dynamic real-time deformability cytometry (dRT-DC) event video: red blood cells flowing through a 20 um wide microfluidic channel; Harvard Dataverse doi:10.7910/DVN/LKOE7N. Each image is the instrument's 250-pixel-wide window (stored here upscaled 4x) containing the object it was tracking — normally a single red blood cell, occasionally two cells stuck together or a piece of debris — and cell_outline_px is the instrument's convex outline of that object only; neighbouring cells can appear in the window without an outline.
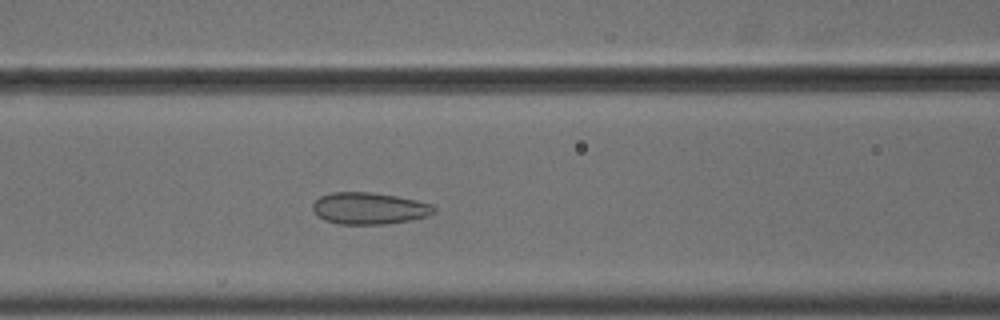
{"species": "common noctule bat (a hibernating species)", "species_latin": "Nyctalus noctula", "temperature_condition": "cold", "stored_images_in_passage": 44, "camera_frame_rate_fps": 3000, "um_per_image_px": 0.085, "animal": {"sex": "male", "body_mass_g": 18.8}, "frame": {"image": 1, "passage_image": 18, "time_ms": 5.667, "image_size_px": [1000, 320], "cell_outline_px": [[436, 212], [428, 216], [412, 220], [384, 224], [340, 224], [324, 220], [312, 208], [312, 204], [320, 196], [332, 192], [372, 192], [396, 196], [416, 200], [432, 204], [436, 208]], "centroid_in_image_um": [31.42, 17.71], "position_along_channel_um": 135.2, "area_um2": 22.48}}
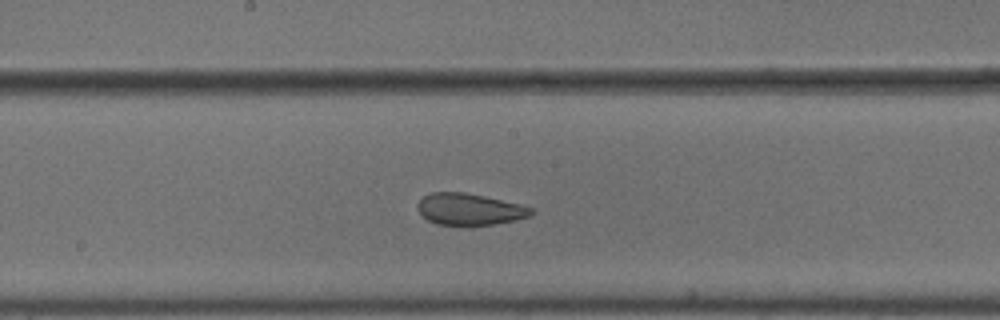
{"frame": {"image": 2, "passage_image": 24, "time_ms": 7.667, "image_size_px": [1000, 320], "cell_outline_px": [[532, 212], [528, 216], [516, 220], [492, 224], [436, 224], [428, 220], [416, 208], [416, 204], [428, 192], [464, 192], [484, 196], [520, 204], [532, 208]], "centroid_in_image_um": [39.86, 17.76], "position_along_channel_um": 208.3, "area_um2": 20.58}}
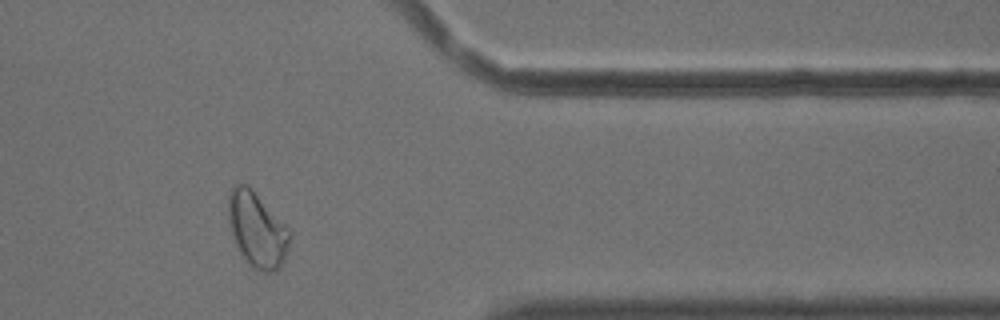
{"frame": {"image": 3, "passage_image": 40, "time_ms": 13.0, "image_size_px": [1000, 320], "cell_outline_px": [[288, 244], [284, 260], [280, 268], [276, 272], [264, 272], [252, 268], [244, 260], [232, 236], [228, 220], [228, 192], [232, 184], [244, 184], [288, 228]], "centroid_in_image_um": [21.79, 19.58], "position_along_channel_um": 389.6, "area_um2": 26.18}}